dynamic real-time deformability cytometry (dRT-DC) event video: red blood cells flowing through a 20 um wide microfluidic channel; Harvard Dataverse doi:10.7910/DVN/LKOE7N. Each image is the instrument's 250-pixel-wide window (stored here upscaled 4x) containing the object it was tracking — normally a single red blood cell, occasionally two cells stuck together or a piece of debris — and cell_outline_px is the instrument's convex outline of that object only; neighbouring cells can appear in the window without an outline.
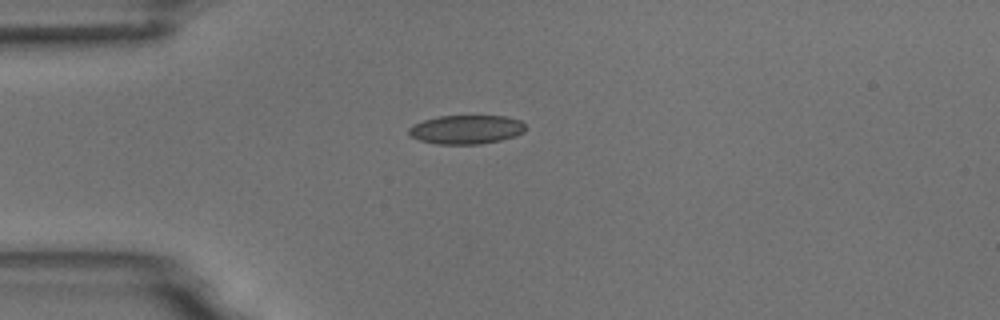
{"species": "common noctule bat (a hibernating species)", "species_latin": "Nyctalus noctula", "temperature_condition": "room temperature", "stored_images_in_passage": 1, "camera_frame_rate_fps": 3000, "um_per_image_px": 0.085, "animal": {"sex": "male", "body_mass_g": 18.8}, "frame": {"image": 1, "passage_image": 1, "time_ms": 0.0, "image_size_px": [1000, 320], "cell_outline_px": [[524, 132], [516, 136], [500, 140], [480, 144], [436, 144], [420, 140], [412, 136], [408, 132], [408, 128], [412, 124], [424, 120], [440, 116], [504, 116], [520, 120], [524, 124]], "centroid_in_image_um": [39.62, 11.01], "position_along_channel_um": 45.4, "area_um2": 19.59}}